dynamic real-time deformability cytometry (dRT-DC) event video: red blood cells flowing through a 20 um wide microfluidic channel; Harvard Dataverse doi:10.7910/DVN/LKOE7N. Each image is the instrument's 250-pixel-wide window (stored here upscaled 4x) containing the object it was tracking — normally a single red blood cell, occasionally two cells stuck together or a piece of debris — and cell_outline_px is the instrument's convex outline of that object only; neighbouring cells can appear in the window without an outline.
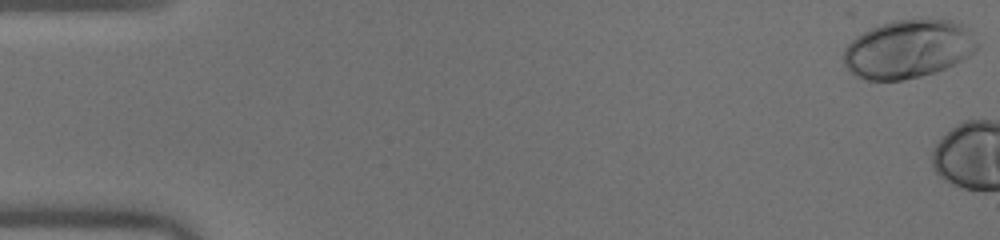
{"species": "human", "species_latin": "Homo sapiens", "temperature_condition": "warm", "stored_images_in_passage": 5, "camera_frame_rate_fps": 3000, "um_per_image_px": 0.085, "donor": {"sex": "male"}, "frame": {"image": 1, "passage_image": 1, "time_ms": 0.0, "image_size_px": [1000, 240], "cell_outline_px": [[976, 48], [968, 56], [936, 72], [904, 80], [868, 80], [856, 76], [844, 64], [844, 48], [856, 36], [880, 24], [892, 20], [952, 20], [968, 28], [976, 44]], "centroid_in_image_um": [77.15, 4.17], "position_along_channel_um": 7.8, "area_um2": 44.74}}